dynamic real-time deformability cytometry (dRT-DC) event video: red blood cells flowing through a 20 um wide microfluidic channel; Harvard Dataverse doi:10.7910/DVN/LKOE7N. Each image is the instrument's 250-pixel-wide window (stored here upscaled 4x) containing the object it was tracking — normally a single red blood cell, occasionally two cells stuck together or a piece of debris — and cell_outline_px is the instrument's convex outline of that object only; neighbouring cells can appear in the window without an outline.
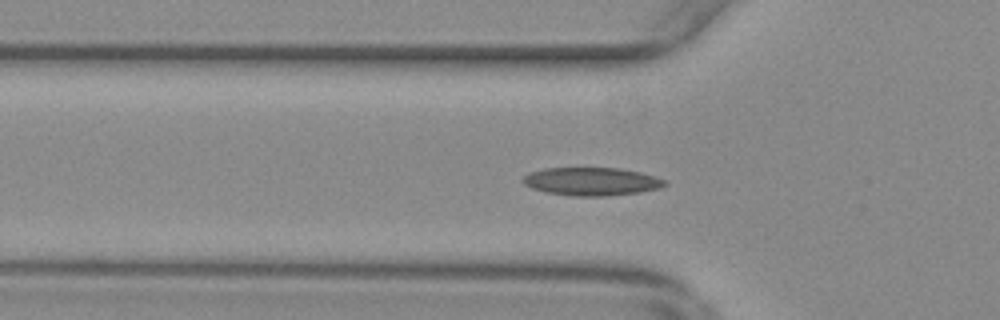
{"species": "common noctule bat (a hibernating species)", "species_latin": "Nyctalus noctula", "temperature_condition": "warm", "stored_images_in_passage": 49, "camera_frame_rate_fps": 3000, "um_per_image_px": 0.085, "animal": {"sex": "female", "body_mass_g": 29.2, "forearm_length_mm": 56.3}, "frame": {"image": 1, "passage_image": 11, "time_ms": 3.333, "image_size_px": [1000, 320], "cell_outline_px": [[668, 184], [660, 188], [640, 192], [608, 196], [572, 196], [544, 192], [532, 188], [524, 184], [520, 180], [528, 172], [544, 168], [620, 168], [640, 172], [664, 180]], "centroid_in_image_um": [50.23, 15.43], "position_along_channel_um": 75.6, "area_um2": 23.35}}
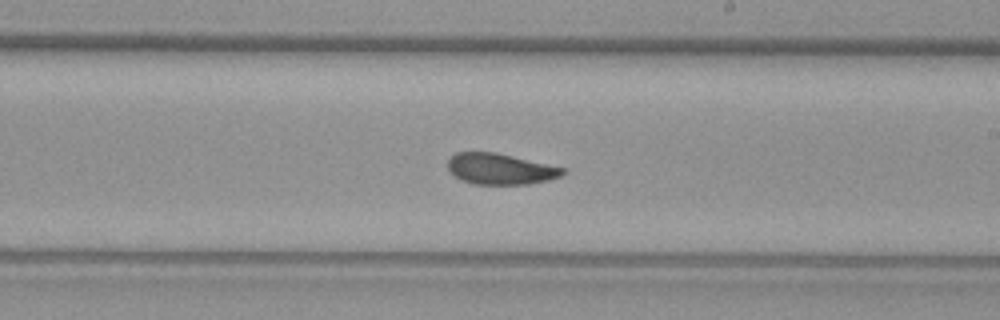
{"frame": {"image": 2, "passage_image": 25, "time_ms": 8.0, "image_size_px": [1000, 320], "cell_outline_px": [[568, 172], [560, 176], [548, 180], [528, 184], [472, 184], [460, 180], [448, 172], [448, 160], [456, 152], [496, 152], [568, 168]], "centroid_in_image_um": [42.55, 14.36], "position_along_channel_um": 246.5, "area_um2": 21.1}}
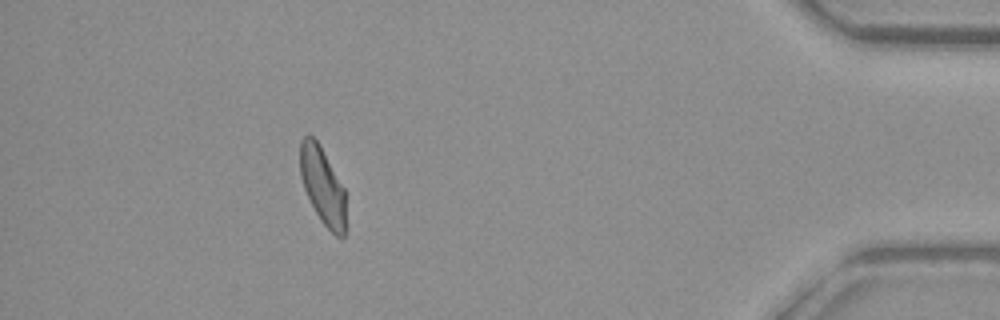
{"frame": {"image": 3, "passage_image": 43, "time_ms": 14.0, "image_size_px": [1000, 320], "cell_outline_px": [[344, 236], [336, 236], [320, 220], [304, 188], [300, 176], [300, 140], [308, 132], [320, 144], [344, 188]], "centroid_in_image_um": [27.38, 15.72], "position_along_channel_um": 407.8, "area_um2": 20.23}, "authors_computed_cell_mechanics": {"area_um2": 21.7906, "velocity_mm_per_s": 3.6501, "shape_relaxation_time_tau1_ms": 6.9518, "shape_relaxation_time_tau2_ms": 2.5105, "deformation_change_tau1": 0.167, "deformation_change_tau2": 0.0864}}